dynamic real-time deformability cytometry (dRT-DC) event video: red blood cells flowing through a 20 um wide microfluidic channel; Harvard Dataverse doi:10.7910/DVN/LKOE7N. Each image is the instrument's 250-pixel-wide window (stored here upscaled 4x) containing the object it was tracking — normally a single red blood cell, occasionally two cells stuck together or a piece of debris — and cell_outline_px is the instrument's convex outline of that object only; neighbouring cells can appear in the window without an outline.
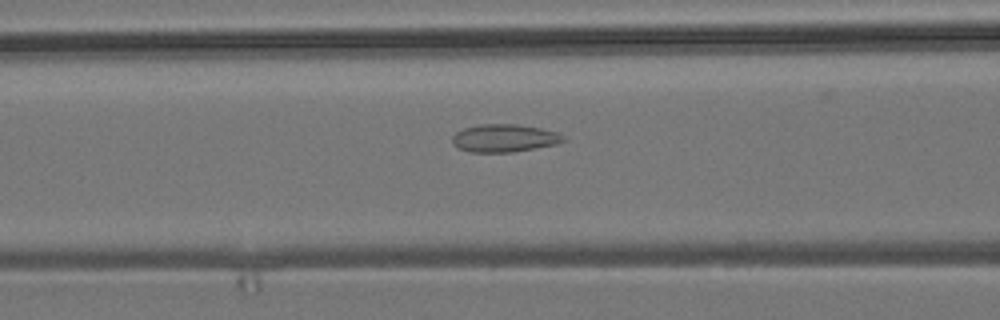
{"species": "common noctule bat (a hibernating species)", "species_latin": "Nyctalus noctula", "temperature_condition": "room temperature", "stored_images_in_passage": 48, "camera_frame_rate_fps": 3000, "um_per_image_px": 0.085, "animal": {"sex": "male", "body_mass_g": 19.2, "forearm_length_mm": 51.8}, "frame": {"image": 1, "passage_image": 22, "time_ms": 7.0, "image_size_px": [1000, 320], "cell_outline_px": [[568, 140], [556, 144], [536, 148], [512, 152], [468, 152], [456, 148], [452, 144], [452, 136], [456, 132], [464, 128], [480, 124], [516, 124], [540, 128], [556, 132], [564, 136]], "centroid_in_image_um": [42.84, 11.75], "position_along_channel_um": 123.8, "area_um2": 18.15}}
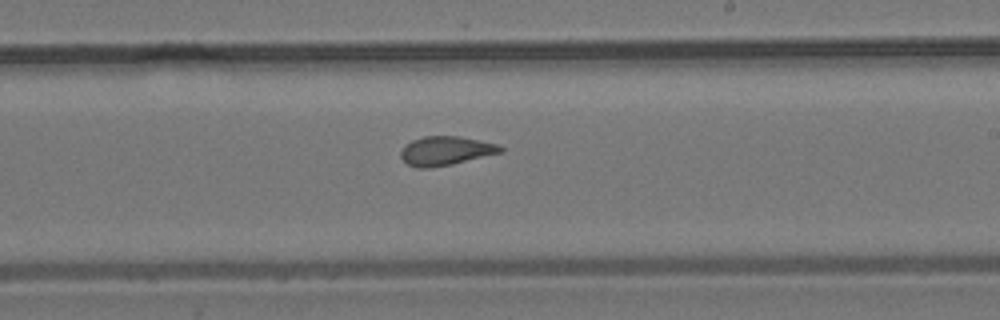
{"frame": {"image": 2, "passage_image": 32, "time_ms": 10.333, "image_size_px": [1000, 320], "cell_outline_px": [[504, 152], [452, 164], [428, 168], [416, 168], [408, 164], [400, 156], [400, 152], [404, 144], [412, 140], [424, 136], [460, 136], [496, 144], [504, 148]], "centroid_in_image_um": [37.87, 12.82], "position_along_channel_um": 251.1, "area_um2": 16.88}}
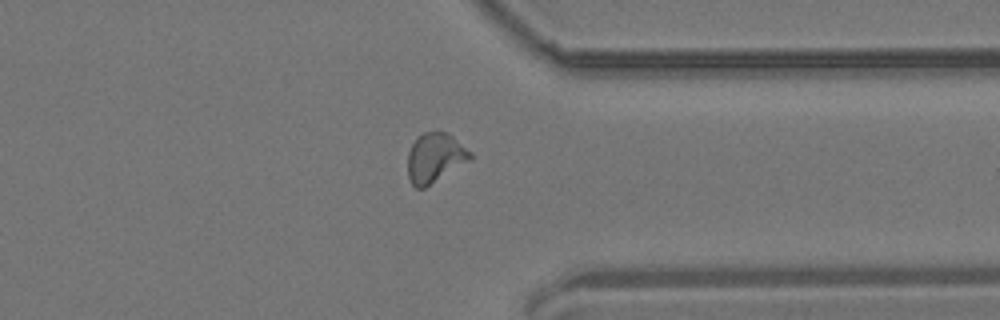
{"frame": {"image": 3, "passage_image": 42, "time_ms": 13.667, "image_size_px": [1000, 320], "cell_outline_px": [[472, 160], [424, 188], [416, 188], [412, 184], [408, 176], [408, 152], [416, 136], [424, 132], [448, 132], [472, 152]], "centroid_in_image_um": [36.99, 13.4], "position_along_channel_um": 374.4, "area_um2": 18.21}, "authors_computed_cell_mechanics": {"area_um2": 17.629, "velocity_mm_per_s": 3.8246, "shape_relaxation_time_tau1_ms": null, "shape_relaxation_time_tau2_ms": 1.4787, "deformation_change_tau1": null, "deformation_change_tau2": 0.0954}}